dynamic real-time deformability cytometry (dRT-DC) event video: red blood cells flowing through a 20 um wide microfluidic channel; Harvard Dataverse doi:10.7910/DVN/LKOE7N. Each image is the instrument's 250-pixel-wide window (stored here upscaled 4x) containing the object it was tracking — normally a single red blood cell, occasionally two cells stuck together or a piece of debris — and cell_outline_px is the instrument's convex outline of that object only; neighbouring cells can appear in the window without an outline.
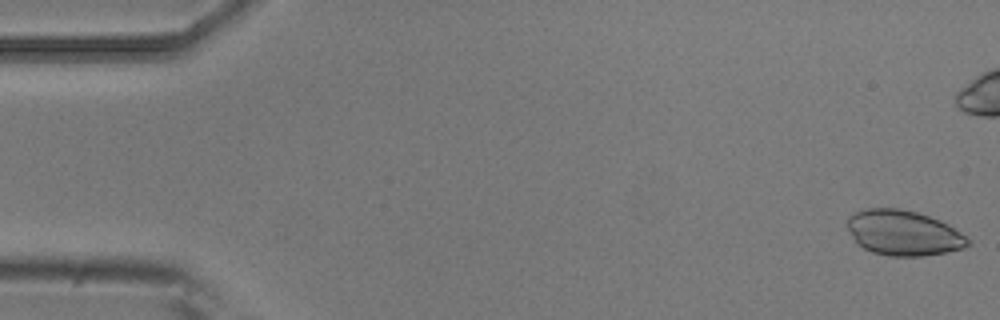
{"species": "common noctule bat (a hibernating species)", "species_latin": "Nyctalus noctula", "temperature_condition": "room temperature", "stored_images_in_passage": 11, "camera_frame_rate_fps": 3000, "um_per_image_px": 0.085, "animal": {"sex": "male", "body_mass_g": 20.5, "forearm_length_mm": 52.5}, "frame": {"image": 1, "passage_image": 1, "time_ms": 0.0, "image_size_px": [1000, 320], "cell_outline_px": [[972, 244], [964, 248], [924, 256], [888, 256], [872, 252], [864, 248], [852, 236], [848, 228], [848, 216], [864, 208], [900, 208], [916, 212], [940, 220], [948, 224], [972, 240]], "centroid_in_image_um": [76.83, 19.79], "position_along_channel_um": 8.2, "area_um2": 31.73}}